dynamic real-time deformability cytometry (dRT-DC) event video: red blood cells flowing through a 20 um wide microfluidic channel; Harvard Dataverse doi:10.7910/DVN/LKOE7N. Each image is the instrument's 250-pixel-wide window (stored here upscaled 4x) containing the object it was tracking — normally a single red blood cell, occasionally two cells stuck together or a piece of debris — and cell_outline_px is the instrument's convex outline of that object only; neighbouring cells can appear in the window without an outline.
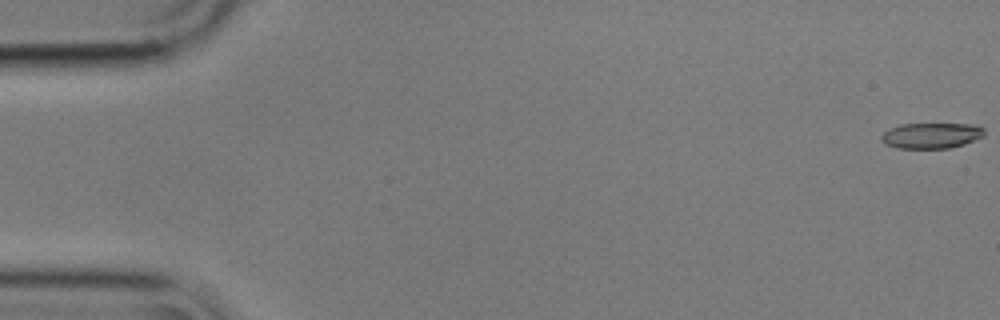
{"species": "common noctule bat (a hibernating species)", "species_latin": "Nyctalus noctula", "temperature_condition": "cold", "stored_images_in_passage": 57, "camera_frame_rate_fps": 3000, "um_per_image_px": 0.085, "animal": {"sex": "male", "body_mass_g": 17.9}, "frame": {"image": 1, "passage_image": 1, "time_ms": 0.0, "image_size_px": [1000, 320], "cell_outline_px": [[984, 136], [964, 144], [948, 148], [896, 148], [884, 144], [880, 140], [880, 136], [888, 128], [900, 124], [980, 124], [984, 128]], "centroid_in_image_um": [79.14, 11.51], "position_along_channel_um": 5.9, "area_um2": 15.61}}
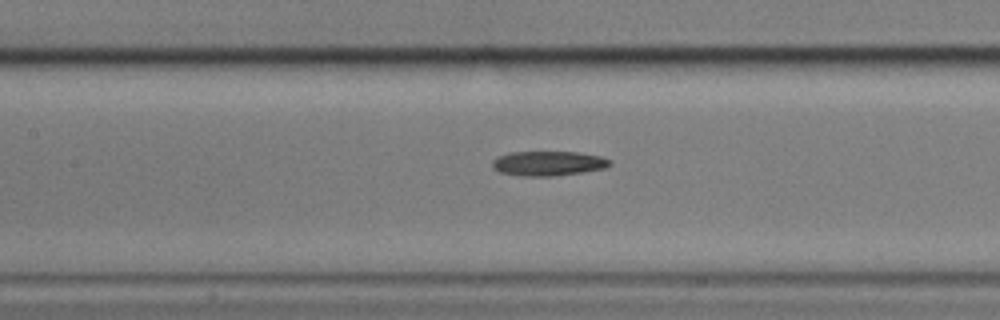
{"frame": {"image": 2, "passage_image": 26, "time_ms": 8.333, "image_size_px": [1000, 320], "cell_outline_px": [[612, 164], [604, 168], [584, 172], [556, 176], [524, 176], [500, 172], [492, 168], [492, 160], [496, 156], [508, 152], [576, 152], [600, 156], [612, 160]], "centroid_in_image_um": [46.58, 13.88], "position_along_channel_um": 160.8, "area_um2": 17.05}}
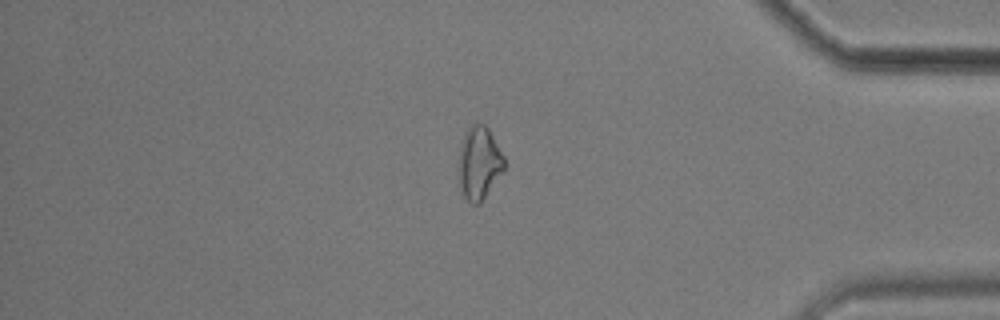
{"frame": {"image": 3, "passage_image": 48, "time_ms": 15.667, "image_size_px": [1000, 320], "cell_outline_px": [[504, 172], [480, 204], [472, 204], [460, 192], [456, 168], [460, 144], [468, 128], [476, 120], [484, 124], [488, 128], [504, 156]], "centroid_in_image_um": [40.69, 13.87], "position_along_channel_um": 394.5, "area_um2": 20.11}}